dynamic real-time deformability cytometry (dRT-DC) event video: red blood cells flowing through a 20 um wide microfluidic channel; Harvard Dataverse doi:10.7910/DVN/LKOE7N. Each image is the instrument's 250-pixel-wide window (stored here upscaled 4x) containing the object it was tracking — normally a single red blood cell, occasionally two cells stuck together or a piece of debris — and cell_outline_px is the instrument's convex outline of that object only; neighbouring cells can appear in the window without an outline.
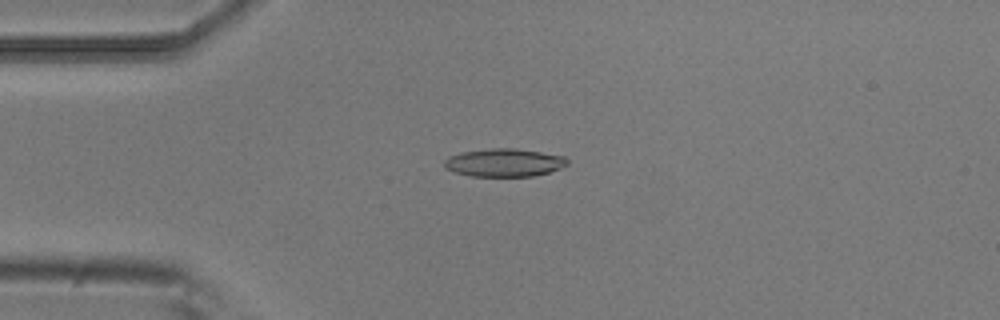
{"species": "common noctule bat (a hibernating species)", "species_latin": "Nyctalus noctula", "temperature_condition": "room temperature", "stored_images_in_passage": 4, "camera_frame_rate_fps": 3000, "um_per_image_px": 0.085, "animal": {"sex": "male", "body_mass_g": 20.5, "forearm_length_mm": 52.5}, "frame": {"image": 1, "passage_image": 2, "time_ms": 0.333, "image_size_px": [1000, 320], "cell_outline_px": [[568, 164], [560, 168], [548, 172], [532, 176], [472, 176], [456, 172], [444, 168], [444, 160], [448, 156], [460, 152], [488, 148], [516, 148], [564, 156], [568, 160]], "centroid_in_image_um": [42.83, 13.81], "position_along_channel_um": 42.2, "area_um2": 20.11}}
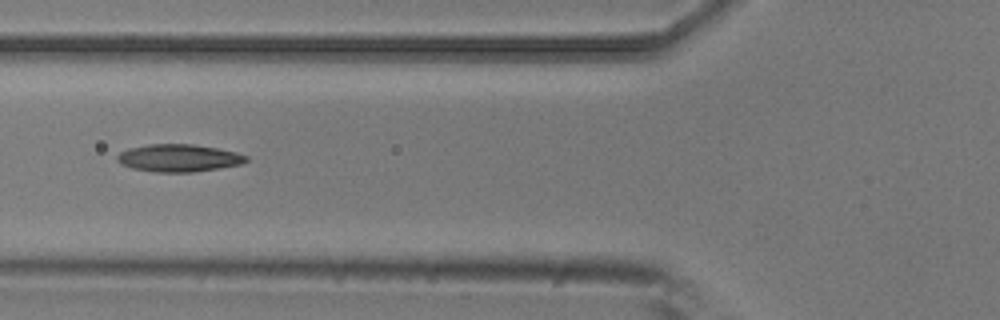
{"frame": {"image": 2, "passage_image": 4, "time_ms": 1.0, "image_size_px": [1000, 320], "cell_outline_px": [[248, 160], [240, 164], [220, 168], [192, 172], [156, 172], [132, 168], [116, 160], [116, 156], [120, 152], [128, 148], [148, 144], [192, 144], [216, 148], [236, 152], [248, 156]], "centroid_in_image_um": [15.19, 13.42], "position_along_channel_um": 110.6, "area_um2": 20.58}}